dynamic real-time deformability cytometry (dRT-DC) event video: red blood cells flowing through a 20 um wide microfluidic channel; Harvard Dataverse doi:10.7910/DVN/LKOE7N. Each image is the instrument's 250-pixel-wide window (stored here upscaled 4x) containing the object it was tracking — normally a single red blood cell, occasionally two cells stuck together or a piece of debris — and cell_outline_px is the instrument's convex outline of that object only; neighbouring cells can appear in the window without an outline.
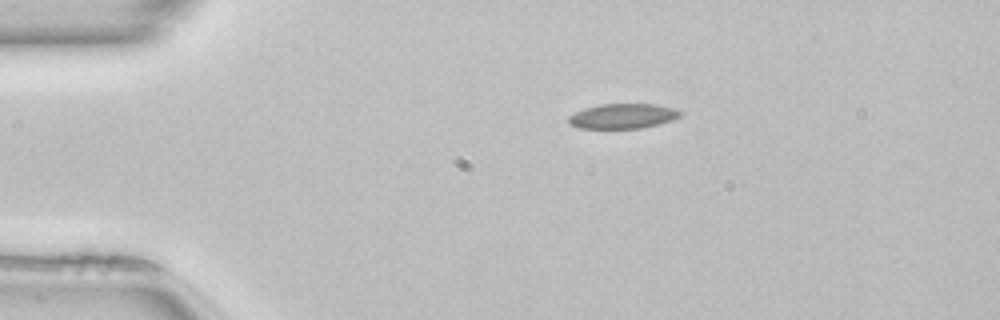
{"species": "common noctule bat (a hibernating species)", "species_latin": "Nyctalus noctula", "temperature_condition": "room temperature", "stored_images_in_passage": 41, "camera_frame_rate_fps": 3000, "um_per_image_px": 0.085, "animal": {"sex": "female", "body_mass_g": 22.7, "forearm_length_mm": 54.2}, "frame": {"image": 1, "passage_image": 1, "time_ms": 0.0, "image_size_px": [1000, 320], "cell_outline_px": [[684, 112], [680, 116], [672, 120], [660, 124], [640, 128], [580, 128], [568, 124], [568, 116], [584, 108], [600, 104], [652, 104], [676, 108]], "centroid_in_image_um": [52.95, 9.86], "position_along_channel_um": 32.0, "area_um2": 16.3}}
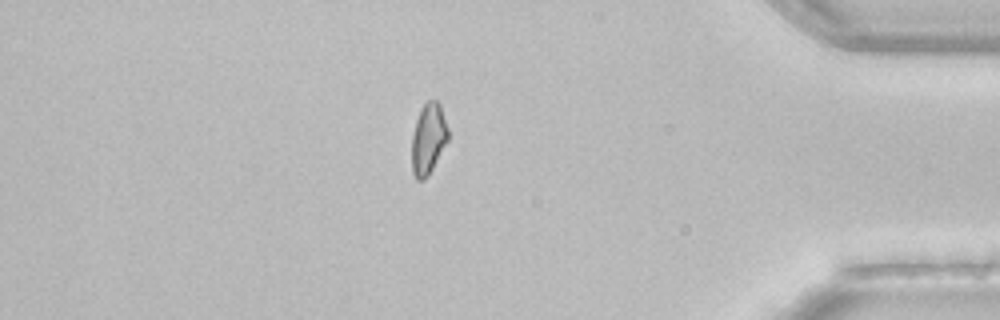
{"frame": {"image": 2, "passage_image": 34, "time_ms": 11.0, "image_size_px": [1000, 320], "cell_outline_px": [[448, 140], [428, 176], [424, 180], [416, 180], [412, 172], [412, 136], [416, 120], [420, 108], [428, 100], [436, 100], [440, 104], [448, 128]], "centroid_in_image_um": [36.4, 11.8], "position_along_channel_um": 398.8, "area_um2": 15.03}, "authors_computed_cell_mechanics": {"area_um2": 16.0106, "velocity_mm_per_s": 4.1169, "shape_relaxation_time_tau1_ms": 6.7753, "shape_relaxation_time_tau2_ms": null, "deformation_change_tau1": 0.1222, "deformation_change_tau2": null}}